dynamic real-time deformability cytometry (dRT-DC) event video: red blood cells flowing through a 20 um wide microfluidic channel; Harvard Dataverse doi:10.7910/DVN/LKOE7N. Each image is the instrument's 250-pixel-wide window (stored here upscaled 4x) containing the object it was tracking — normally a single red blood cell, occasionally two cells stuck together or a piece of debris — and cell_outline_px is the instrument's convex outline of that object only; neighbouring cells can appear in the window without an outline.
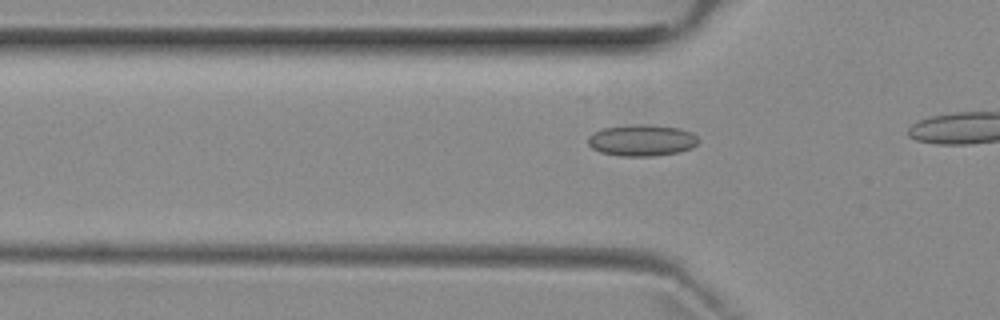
{"species": "common noctule bat (a hibernating species)", "species_latin": "Nyctalus noctula", "temperature_condition": "room temperature", "stored_images_in_passage": 4, "camera_frame_rate_fps": 3000, "um_per_image_px": 0.085, "animal": {"sex": "female", "body_mass_g": 29.2, "forearm_length_mm": 56.3}, "frame": {"image": 1, "passage_image": 4, "time_ms": 4.0, "image_size_px": [1000, 320], "cell_outline_px": [[700, 140], [692, 148], [680, 152], [652, 156], [620, 156], [600, 152], [592, 148], [588, 144], [588, 136], [592, 132], [604, 128], [628, 124], [648, 124], [680, 128], [692, 132]], "centroid_in_image_um": [54.55, 11.92], "position_along_channel_um": 71.2, "area_um2": 20.52}}